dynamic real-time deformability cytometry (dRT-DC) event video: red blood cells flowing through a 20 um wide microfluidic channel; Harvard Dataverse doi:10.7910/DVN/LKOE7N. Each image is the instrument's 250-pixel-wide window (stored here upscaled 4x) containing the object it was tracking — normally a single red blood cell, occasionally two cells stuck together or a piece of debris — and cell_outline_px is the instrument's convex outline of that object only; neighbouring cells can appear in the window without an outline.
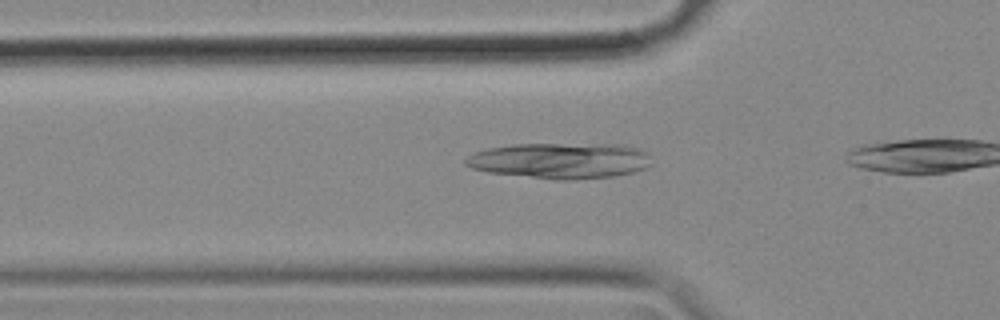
{"species": "common noctule bat (a hibernating species)", "species_latin": "Nyctalus noctula", "temperature_condition": "cold", "stored_images_in_passage": 10, "camera_frame_rate_fps": 3000, "um_per_image_px": 0.085, "animal": {"sex": "female", "body_mass_g": 18.4}, "frame": {"image": 1, "passage_image": 4, "time_ms": 1.0, "image_size_px": [1000, 320], "cell_outline_px": [[652, 164], [644, 168], [632, 172], [612, 176], [572, 180], [560, 180], [488, 172], [472, 168], [464, 164], [464, 160], [468, 156], [476, 152], [488, 148], [512, 144], [624, 144], [640, 148], [648, 152]], "centroid_in_image_um": [47.65, 13.64], "position_along_channel_um": 78.2, "area_um2": 38.9}}
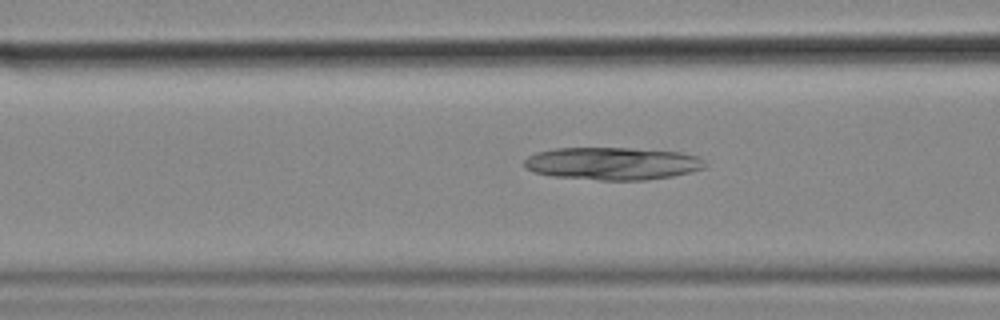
{"frame": {"image": 2, "passage_image": 7, "time_ms": 2.0, "image_size_px": [1000, 320], "cell_outline_px": [[708, 164], [704, 168], [692, 172], [672, 176], [644, 180], [600, 180], [552, 176], [532, 172], [524, 168], [524, 160], [528, 156], [536, 152], [556, 148], [632, 148], [680, 152], [696, 156], [704, 160]], "centroid_in_image_um": [52.05, 13.9], "position_along_channel_um": 114.6, "area_um2": 34.56}}